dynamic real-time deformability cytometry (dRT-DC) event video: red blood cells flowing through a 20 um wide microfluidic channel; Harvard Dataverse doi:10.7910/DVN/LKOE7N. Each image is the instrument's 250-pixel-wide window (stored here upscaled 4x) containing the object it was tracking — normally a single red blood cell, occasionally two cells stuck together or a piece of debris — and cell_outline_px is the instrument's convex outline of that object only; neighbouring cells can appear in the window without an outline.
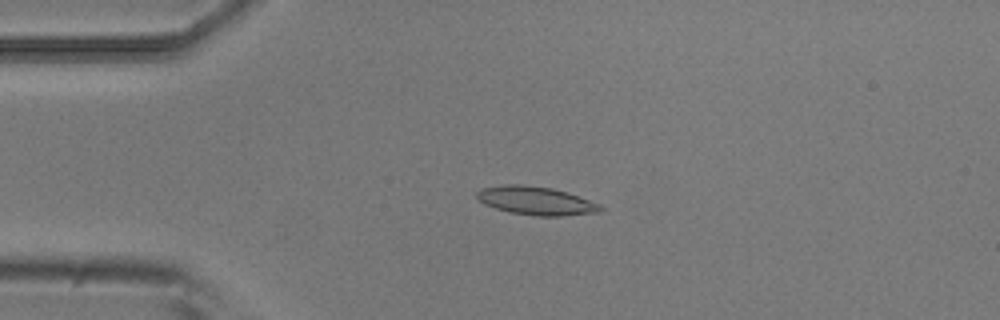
{"species": "common noctule bat (a hibernating species)", "species_latin": "Nyctalus noctula", "temperature_condition": "room temperature", "stored_images_in_passage": 5, "camera_frame_rate_fps": 3000, "um_per_image_px": 0.085, "animal": {"sex": "male", "body_mass_g": 20.5, "forearm_length_mm": 52.5}, "frame": {"image": 1, "passage_image": 3, "time_ms": 0.667, "image_size_px": [1000, 320], "cell_outline_px": [[604, 208], [600, 212], [560, 216], [536, 216], [512, 212], [496, 208], [484, 204], [476, 196], [476, 192], [480, 188], [500, 184], [524, 184], [552, 188], [568, 192], [600, 204]], "centroid_in_image_um": [45.55, 17.04], "position_along_channel_um": 39.4, "area_um2": 20.58}}
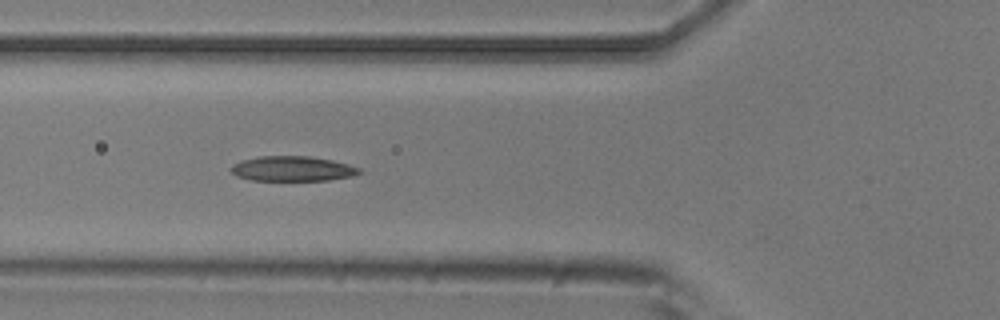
{"frame": {"image": 2, "passage_image": 5, "time_ms": 1.333, "image_size_px": [1000, 320], "cell_outline_px": [[364, 172], [356, 176], [328, 180], [252, 180], [236, 176], [232, 172], [232, 164], [240, 160], [260, 156], [308, 156], [332, 160], [348, 164], [360, 168]], "centroid_in_image_um": [24.9, 14.34], "position_along_channel_um": 100.9, "area_um2": 18.79}}